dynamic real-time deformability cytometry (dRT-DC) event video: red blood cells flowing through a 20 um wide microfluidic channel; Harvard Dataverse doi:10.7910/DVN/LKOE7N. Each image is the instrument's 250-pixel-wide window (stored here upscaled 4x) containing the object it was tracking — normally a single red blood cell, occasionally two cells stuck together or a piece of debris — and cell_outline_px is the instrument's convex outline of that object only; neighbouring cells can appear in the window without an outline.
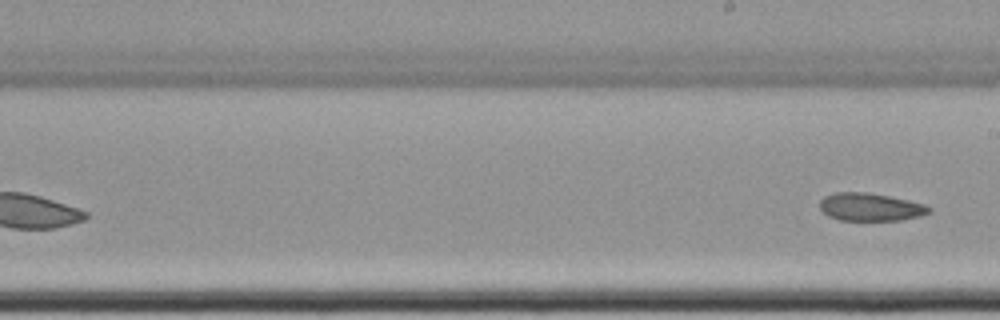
{"species": "common noctule bat (a hibernating species)", "species_latin": "Nyctalus noctula", "temperature_condition": "cold", "stored_images_in_passage": 8, "segment_of_instrument_passage": [2, 2], "camera_frame_rate_fps": 3000, "um_per_image_px": 0.085, "animal": {"sex": "female", "body_mass_g": 22.7, "forearm_length_mm": 54.2}, "frame": {"image": 1, "passage_image": 8, "time_ms": 2.333, "image_size_px": [1000, 320], "cell_outline_px": [[932, 212], [920, 216], [900, 220], [840, 220], [828, 216], [820, 208], [820, 200], [824, 196], [836, 192], [864, 192], [888, 196], [908, 200], [924, 204], [932, 208]], "centroid_in_image_um": [73.99, 17.6], "position_along_channel_um": 215.0, "area_um2": 17.69}}